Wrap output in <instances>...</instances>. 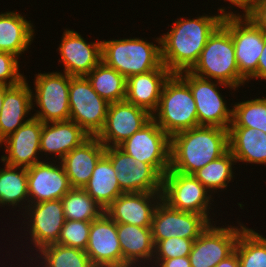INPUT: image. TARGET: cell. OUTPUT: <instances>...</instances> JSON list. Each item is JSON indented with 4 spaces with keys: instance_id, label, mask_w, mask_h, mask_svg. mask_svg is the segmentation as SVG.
<instances>
[{
    "instance_id": "6da1fadb",
    "label": "cell",
    "mask_w": 266,
    "mask_h": 267,
    "mask_svg": "<svg viewBox=\"0 0 266 267\" xmlns=\"http://www.w3.org/2000/svg\"><path fill=\"white\" fill-rule=\"evenodd\" d=\"M217 15H202L187 19L177 18L171 30L160 36L162 64L172 73L190 71L199 59L209 36L222 23L224 15L239 14L226 7ZM220 13V14H219Z\"/></svg>"
},
{
    "instance_id": "7a4b0ae2",
    "label": "cell",
    "mask_w": 266,
    "mask_h": 267,
    "mask_svg": "<svg viewBox=\"0 0 266 267\" xmlns=\"http://www.w3.org/2000/svg\"><path fill=\"white\" fill-rule=\"evenodd\" d=\"M229 150V132L216 126H198L171 136L170 170L193 174Z\"/></svg>"
},
{
    "instance_id": "3957f363",
    "label": "cell",
    "mask_w": 266,
    "mask_h": 267,
    "mask_svg": "<svg viewBox=\"0 0 266 267\" xmlns=\"http://www.w3.org/2000/svg\"><path fill=\"white\" fill-rule=\"evenodd\" d=\"M158 45L143 38L101 40V61L126 79L155 69H167L161 59V39Z\"/></svg>"
},
{
    "instance_id": "277c9868",
    "label": "cell",
    "mask_w": 266,
    "mask_h": 267,
    "mask_svg": "<svg viewBox=\"0 0 266 267\" xmlns=\"http://www.w3.org/2000/svg\"><path fill=\"white\" fill-rule=\"evenodd\" d=\"M189 72L236 89L245 85L239 74L231 34L222 23L209 36L198 61Z\"/></svg>"
},
{
    "instance_id": "5b68a950",
    "label": "cell",
    "mask_w": 266,
    "mask_h": 267,
    "mask_svg": "<svg viewBox=\"0 0 266 267\" xmlns=\"http://www.w3.org/2000/svg\"><path fill=\"white\" fill-rule=\"evenodd\" d=\"M152 119L170 137L180 131L198 127L192 92L178 74H171L164 83L160 102Z\"/></svg>"
},
{
    "instance_id": "8992f818",
    "label": "cell",
    "mask_w": 266,
    "mask_h": 267,
    "mask_svg": "<svg viewBox=\"0 0 266 267\" xmlns=\"http://www.w3.org/2000/svg\"><path fill=\"white\" fill-rule=\"evenodd\" d=\"M222 24L231 34L240 76L246 83L257 79L266 33L245 14L224 15Z\"/></svg>"
},
{
    "instance_id": "52a82bcc",
    "label": "cell",
    "mask_w": 266,
    "mask_h": 267,
    "mask_svg": "<svg viewBox=\"0 0 266 267\" xmlns=\"http://www.w3.org/2000/svg\"><path fill=\"white\" fill-rule=\"evenodd\" d=\"M33 107L37 106L32 116L42 123L67 121L70 118L69 86L71 76L61 72L38 73L35 75ZM35 102V103H34Z\"/></svg>"
},
{
    "instance_id": "ba28073f",
    "label": "cell",
    "mask_w": 266,
    "mask_h": 267,
    "mask_svg": "<svg viewBox=\"0 0 266 267\" xmlns=\"http://www.w3.org/2000/svg\"><path fill=\"white\" fill-rule=\"evenodd\" d=\"M190 87L197 109L198 126H216L229 129L232 123L233 109H229L227 101L219 91L220 87L238 89L219 81L204 79L184 71L178 74ZM218 87V88H217Z\"/></svg>"
},
{
    "instance_id": "9c48e42d",
    "label": "cell",
    "mask_w": 266,
    "mask_h": 267,
    "mask_svg": "<svg viewBox=\"0 0 266 267\" xmlns=\"http://www.w3.org/2000/svg\"><path fill=\"white\" fill-rule=\"evenodd\" d=\"M212 197L211 192L192 174H184L169 169L163 176L162 200L173 209L198 213L212 223L211 215H209V211L212 210L210 207L214 202Z\"/></svg>"
},
{
    "instance_id": "30bf717a",
    "label": "cell",
    "mask_w": 266,
    "mask_h": 267,
    "mask_svg": "<svg viewBox=\"0 0 266 267\" xmlns=\"http://www.w3.org/2000/svg\"><path fill=\"white\" fill-rule=\"evenodd\" d=\"M110 103L92 88L86 76L70 78V118L89 136H97L103 129Z\"/></svg>"
},
{
    "instance_id": "8fae6325",
    "label": "cell",
    "mask_w": 266,
    "mask_h": 267,
    "mask_svg": "<svg viewBox=\"0 0 266 267\" xmlns=\"http://www.w3.org/2000/svg\"><path fill=\"white\" fill-rule=\"evenodd\" d=\"M118 147L134 159L150 164L162 177L170 169L171 137L153 119Z\"/></svg>"
},
{
    "instance_id": "7c38bea8",
    "label": "cell",
    "mask_w": 266,
    "mask_h": 267,
    "mask_svg": "<svg viewBox=\"0 0 266 267\" xmlns=\"http://www.w3.org/2000/svg\"><path fill=\"white\" fill-rule=\"evenodd\" d=\"M212 222L193 243L188 256L191 267H215L235 251L240 232L246 227L241 222L240 228L231 224L220 227Z\"/></svg>"
},
{
    "instance_id": "4fadbf2b",
    "label": "cell",
    "mask_w": 266,
    "mask_h": 267,
    "mask_svg": "<svg viewBox=\"0 0 266 267\" xmlns=\"http://www.w3.org/2000/svg\"><path fill=\"white\" fill-rule=\"evenodd\" d=\"M22 212L21 215H23L24 220L21 226L25 223L28 224L27 229H29H24V231L29 232L31 238H26L30 239V244L33 245L32 248L28 247L31 250L30 252H32V249L38 252L47 245L57 243L65 222L61 199L29 204L26 210H22ZM25 219L28 221H25Z\"/></svg>"
},
{
    "instance_id": "5bb4252c",
    "label": "cell",
    "mask_w": 266,
    "mask_h": 267,
    "mask_svg": "<svg viewBox=\"0 0 266 267\" xmlns=\"http://www.w3.org/2000/svg\"><path fill=\"white\" fill-rule=\"evenodd\" d=\"M120 189L124 192H162L163 177L150 165L134 159L119 147H106Z\"/></svg>"
},
{
    "instance_id": "9a60e30c",
    "label": "cell",
    "mask_w": 266,
    "mask_h": 267,
    "mask_svg": "<svg viewBox=\"0 0 266 267\" xmlns=\"http://www.w3.org/2000/svg\"><path fill=\"white\" fill-rule=\"evenodd\" d=\"M209 224L203 215L173 209L161 200L151 223L154 245L171 237L195 240Z\"/></svg>"
},
{
    "instance_id": "2e32d148",
    "label": "cell",
    "mask_w": 266,
    "mask_h": 267,
    "mask_svg": "<svg viewBox=\"0 0 266 267\" xmlns=\"http://www.w3.org/2000/svg\"><path fill=\"white\" fill-rule=\"evenodd\" d=\"M151 119L147 110L126 100L110 103L104 127L96 137L105 147H118Z\"/></svg>"
},
{
    "instance_id": "e0dca14e",
    "label": "cell",
    "mask_w": 266,
    "mask_h": 267,
    "mask_svg": "<svg viewBox=\"0 0 266 267\" xmlns=\"http://www.w3.org/2000/svg\"><path fill=\"white\" fill-rule=\"evenodd\" d=\"M48 160L27 168L29 204L61 199L72 188L61 162Z\"/></svg>"
},
{
    "instance_id": "ac0fdd59",
    "label": "cell",
    "mask_w": 266,
    "mask_h": 267,
    "mask_svg": "<svg viewBox=\"0 0 266 267\" xmlns=\"http://www.w3.org/2000/svg\"><path fill=\"white\" fill-rule=\"evenodd\" d=\"M85 252L94 267H122V250L117 236V223L105 212L91 221Z\"/></svg>"
},
{
    "instance_id": "d6986e66",
    "label": "cell",
    "mask_w": 266,
    "mask_h": 267,
    "mask_svg": "<svg viewBox=\"0 0 266 267\" xmlns=\"http://www.w3.org/2000/svg\"><path fill=\"white\" fill-rule=\"evenodd\" d=\"M63 72L71 77L86 76L101 62V40L88 42L80 33L65 29L57 48Z\"/></svg>"
},
{
    "instance_id": "ffe728a7",
    "label": "cell",
    "mask_w": 266,
    "mask_h": 267,
    "mask_svg": "<svg viewBox=\"0 0 266 267\" xmlns=\"http://www.w3.org/2000/svg\"><path fill=\"white\" fill-rule=\"evenodd\" d=\"M43 123L32 117L25 122L17 131L10 134L0 142L5 146L4 156L1 155V162L10 166L28 168L36 163L42 162L43 156L40 153V139ZM42 156L39 157L38 155Z\"/></svg>"
},
{
    "instance_id": "44dd1931",
    "label": "cell",
    "mask_w": 266,
    "mask_h": 267,
    "mask_svg": "<svg viewBox=\"0 0 266 267\" xmlns=\"http://www.w3.org/2000/svg\"><path fill=\"white\" fill-rule=\"evenodd\" d=\"M162 192H127L118 196L105 213L116 223L151 227Z\"/></svg>"
},
{
    "instance_id": "7402d4cb",
    "label": "cell",
    "mask_w": 266,
    "mask_h": 267,
    "mask_svg": "<svg viewBox=\"0 0 266 267\" xmlns=\"http://www.w3.org/2000/svg\"><path fill=\"white\" fill-rule=\"evenodd\" d=\"M105 149L96 136H90L60 160L72 188L85 187Z\"/></svg>"
},
{
    "instance_id": "603a6c76",
    "label": "cell",
    "mask_w": 266,
    "mask_h": 267,
    "mask_svg": "<svg viewBox=\"0 0 266 267\" xmlns=\"http://www.w3.org/2000/svg\"><path fill=\"white\" fill-rule=\"evenodd\" d=\"M89 137L74 121L46 122L43 123L42 127L40 153L44 152V155H52V161L54 157L56 161L58 159L60 161Z\"/></svg>"
},
{
    "instance_id": "cb8c5ba5",
    "label": "cell",
    "mask_w": 266,
    "mask_h": 267,
    "mask_svg": "<svg viewBox=\"0 0 266 267\" xmlns=\"http://www.w3.org/2000/svg\"><path fill=\"white\" fill-rule=\"evenodd\" d=\"M117 236L122 250V267H141V263H147L146 267H149L154 256L151 227L117 223Z\"/></svg>"
},
{
    "instance_id": "d4e9b609",
    "label": "cell",
    "mask_w": 266,
    "mask_h": 267,
    "mask_svg": "<svg viewBox=\"0 0 266 267\" xmlns=\"http://www.w3.org/2000/svg\"><path fill=\"white\" fill-rule=\"evenodd\" d=\"M26 80L11 86L5 93L0 113V142L33 117H27L31 114L30 111L35 109L32 104L33 89L31 90Z\"/></svg>"
},
{
    "instance_id": "484cf974",
    "label": "cell",
    "mask_w": 266,
    "mask_h": 267,
    "mask_svg": "<svg viewBox=\"0 0 266 267\" xmlns=\"http://www.w3.org/2000/svg\"><path fill=\"white\" fill-rule=\"evenodd\" d=\"M171 74L168 69H155L130 76L126 79L125 100L152 115L158 108L164 83Z\"/></svg>"
},
{
    "instance_id": "4316f807",
    "label": "cell",
    "mask_w": 266,
    "mask_h": 267,
    "mask_svg": "<svg viewBox=\"0 0 266 267\" xmlns=\"http://www.w3.org/2000/svg\"><path fill=\"white\" fill-rule=\"evenodd\" d=\"M34 27L33 23L19 12H1L0 51L11 53L20 58L33 42Z\"/></svg>"
},
{
    "instance_id": "83f0119b",
    "label": "cell",
    "mask_w": 266,
    "mask_h": 267,
    "mask_svg": "<svg viewBox=\"0 0 266 267\" xmlns=\"http://www.w3.org/2000/svg\"><path fill=\"white\" fill-rule=\"evenodd\" d=\"M229 150L236 163L266 165V133L248 127H229Z\"/></svg>"
},
{
    "instance_id": "f1b7e54d",
    "label": "cell",
    "mask_w": 266,
    "mask_h": 267,
    "mask_svg": "<svg viewBox=\"0 0 266 267\" xmlns=\"http://www.w3.org/2000/svg\"><path fill=\"white\" fill-rule=\"evenodd\" d=\"M116 174L110 159L104 154L83 188L104 210L124 193L120 189Z\"/></svg>"
},
{
    "instance_id": "f546056e",
    "label": "cell",
    "mask_w": 266,
    "mask_h": 267,
    "mask_svg": "<svg viewBox=\"0 0 266 267\" xmlns=\"http://www.w3.org/2000/svg\"><path fill=\"white\" fill-rule=\"evenodd\" d=\"M3 166L0 169V206L8 205L14 209L19 207V210H26L29 205L27 168L7 164Z\"/></svg>"
},
{
    "instance_id": "4dcf8cb0",
    "label": "cell",
    "mask_w": 266,
    "mask_h": 267,
    "mask_svg": "<svg viewBox=\"0 0 266 267\" xmlns=\"http://www.w3.org/2000/svg\"><path fill=\"white\" fill-rule=\"evenodd\" d=\"M92 88L108 103L123 101L126 97V78L101 61L87 75Z\"/></svg>"
},
{
    "instance_id": "1f68e13d",
    "label": "cell",
    "mask_w": 266,
    "mask_h": 267,
    "mask_svg": "<svg viewBox=\"0 0 266 267\" xmlns=\"http://www.w3.org/2000/svg\"><path fill=\"white\" fill-rule=\"evenodd\" d=\"M232 165H236V159L228 150L224 155L209 162L192 175L212 194L219 189L221 191L226 189L229 186L228 184L232 182L234 177L233 168H235Z\"/></svg>"
},
{
    "instance_id": "d6a6232c",
    "label": "cell",
    "mask_w": 266,
    "mask_h": 267,
    "mask_svg": "<svg viewBox=\"0 0 266 267\" xmlns=\"http://www.w3.org/2000/svg\"><path fill=\"white\" fill-rule=\"evenodd\" d=\"M38 251L34 256L40 260L35 264L40 261V267H94L87 253L78 248L50 244Z\"/></svg>"
},
{
    "instance_id": "836d02e7",
    "label": "cell",
    "mask_w": 266,
    "mask_h": 267,
    "mask_svg": "<svg viewBox=\"0 0 266 267\" xmlns=\"http://www.w3.org/2000/svg\"><path fill=\"white\" fill-rule=\"evenodd\" d=\"M61 201L65 220L93 221L105 212L83 188H71Z\"/></svg>"
},
{
    "instance_id": "e575fe53",
    "label": "cell",
    "mask_w": 266,
    "mask_h": 267,
    "mask_svg": "<svg viewBox=\"0 0 266 267\" xmlns=\"http://www.w3.org/2000/svg\"><path fill=\"white\" fill-rule=\"evenodd\" d=\"M235 251L240 267H266V238L252 228L240 232Z\"/></svg>"
},
{
    "instance_id": "d590c367",
    "label": "cell",
    "mask_w": 266,
    "mask_h": 267,
    "mask_svg": "<svg viewBox=\"0 0 266 267\" xmlns=\"http://www.w3.org/2000/svg\"><path fill=\"white\" fill-rule=\"evenodd\" d=\"M229 127H248L266 133V96L233 104Z\"/></svg>"
},
{
    "instance_id": "8d00e7d4",
    "label": "cell",
    "mask_w": 266,
    "mask_h": 267,
    "mask_svg": "<svg viewBox=\"0 0 266 267\" xmlns=\"http://www.w3.org/2000/svg\"><path fill=\"white\" fill-rule=\"evenodd\" d=\"M91 221L65 220L56 244L86 250Z\"/></svg>"
},
{
    "instance_id": "74e56055",
    "label": "cell",
    "mask_w": 266,
    "mask_h": 267,
    "mask_svg": "<svg viewBox=\"0 0 266 267\" xmlns=\"http://www.w3.org/2000/svg\"><path fill=\"white\" fill-rule=\"evenodd\" d=\"M195 240L171 237L154 245L153 260H165L189 256Z\"/></svg>"
},
{
    "instance_id": "f35d334b",
    "label": "cell",
    "mask_w": 266,
    "mask_h": 267,
    "mask_svg": "<svg viewBox=\"0 0 266 267\" xmlns=\"http://www.w3.org/2000/svg\"><path fill=\"white\" fill-rule=\"evenodd\" d=\"M17 56L0 51V84L15 86L26 79L20 73V63Z\"/></svg>"
},
{
    "instance_id": "ab89813d",
    "label": "cell",
    "mask_w": 266,
    "mask_h": 267,
    "mask_svg": "<svg viewBox=\"0 0 266 267\" xmlns=\"http://www.w3.org/2000/svg\"><path fill=\"white\" fill-rule=\"evenodd\" d=\"M245 15L266 33V0H252Z\"/></svg>"
},
{
    "instance_id": "60d3db41",
    "label": "cell",
    "mask_w": 266,
    "mask_h": 267,
    "mask_svg": "<svg viewBox=\"0 0 266 267\" xmlns=\"http://www.w3.org/2000/svg\"><path fill=\"white\" fill-rule=\"evenodd\" d=\"M152 262V267H191L188 256L165 260H153Z\"/></svg>"
},
{
    "instance_id": "b9f144b4",
    "label": "cell",
    "mask_w": 266,
    "mask_h": 267,
    "mask_svg": "<svg viewBox=\"0 0 266 267\" xmlns=\"http://www.w3.org/2000/svg\"><path fill=\"white\" fill-rule=\"evenodd\" d=\"M260 78V79H259ZM257 79L259 80H266V36H265V42L264 47L261 52V56L258 61V67H257Z\"/></svg>"
},
{
    "instance_id": "7bdbcfd3",
    "label": "cell",
    "mask_w": 266,
    "mask_h": 267,
    "mask_svg": "<svg viewBox=\"0 0 266 267\" xmlns=\"http://www.w3.org/2000/svg\"><path fill=\"white\" fill-rule=\"evenodd\" d=\"M215 267H240V262L237 256V252L234 251L226 259L219 262Z\"/></svg>"
},
{
    "instance_id": "ee69618b",
    "label": "cell",
    "mask_w": 266,
    "mask_h": 267,
    "mask_svg": "<svg viewBox=\"0 0 266 267\" xmlns=\"http://www.w3.org/2000/svg\"><path fill=\"white\" fill-rule=\"evenodd\" d=\"M230 2L233 5V8L237 6L238 8L242 9L244 12L243 14H246L251 6L252 0H224ZM235 5V6H234Z\"/></svg>"
},
{
    "instance_id": "f6af8a7d",
    "label": "cell",
    "mask_w": 266,
    "mask_h": 267,
    "mask_svg": "<svg viewBox=\"0 0 266 267\" xmlns=\"http://www.w3.org/2000/svg\"><path fill=\"white\" fill-rule=\"evenodd\" d=\"M10 87L11 86H9V85L0 84V113H1V110H2L5 93Z\"/></svg>"
}]
</instances>
